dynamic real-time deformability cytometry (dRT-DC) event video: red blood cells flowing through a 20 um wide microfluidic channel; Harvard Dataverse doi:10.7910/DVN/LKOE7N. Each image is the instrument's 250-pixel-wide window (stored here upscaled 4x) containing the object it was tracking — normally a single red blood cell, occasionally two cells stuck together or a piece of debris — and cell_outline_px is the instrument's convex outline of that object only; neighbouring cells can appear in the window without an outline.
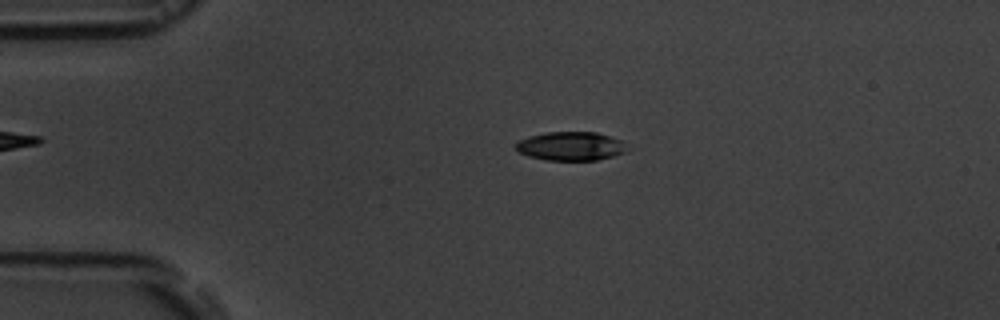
{"species": "common noctule bat (a hibernating species)", "species_latin": "Nyctalus noctula", "temperature_condition": "room temperature", "stored_images_in_passage": 2, "camera_frame_rate_fps": 3000, "um_per_image_px": 0.085, "animal": {"sex": "male", "body_mass_g": 19.5, "forearm_length_mm": 54.6}, "frame": {"image": 1, "passage_image": 1, "time_ms": 0.0, "image_size_px": [1000, 320], "cell_outline_px": [[624, 152], [612, 156], [596, 160], [544, 160], [528, 156], [520, 152], [516, 148], [516, 144], [520, 140], [528, 136], [544, 132], [596, 132], [620, 140]], "centroid_in_image_um": [48.43, 12.42], "position_along_channel_um": 36.6, "area_um2": 18.26}}